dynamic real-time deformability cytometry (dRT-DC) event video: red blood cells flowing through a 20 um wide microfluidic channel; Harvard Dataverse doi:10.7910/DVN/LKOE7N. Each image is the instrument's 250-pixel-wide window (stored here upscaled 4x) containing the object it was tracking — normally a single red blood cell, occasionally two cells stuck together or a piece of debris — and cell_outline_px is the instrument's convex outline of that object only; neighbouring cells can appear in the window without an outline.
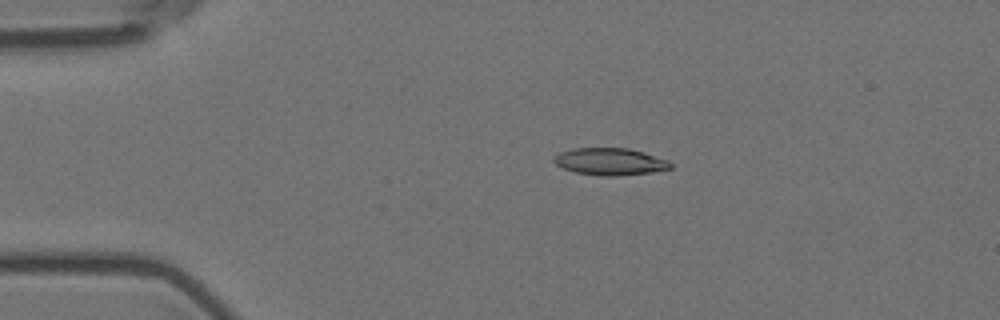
{"species": "Egyptian fruit bat (a non-hibernating species)", "species_latin": "Rousettus aegyptiacus", "temperature_condition": "room temperature", "stored_images_in_passage": 9, "camera_frame_rate_fps": 3000, "um_per_image_px": 0.085, "animal": {"sex": "female"}, "frame": {"image": 1, "passage_image": 2, "time_ms": 1.333, "image_size_px": [1000, 320], "cell_outline_px": [[672, 168], [652, 172], [616, 176], [604, 176], [576, 172], [564, 168], [556, 164], [552, 160], [560, 152], [576, 148], [628, 148], [644, 152], [668, 160], [672, 164]], "centroid_in_image_um": [51.89, 13.73], "position_along_channel_um": 33.1, "area_um2": 18.26}}
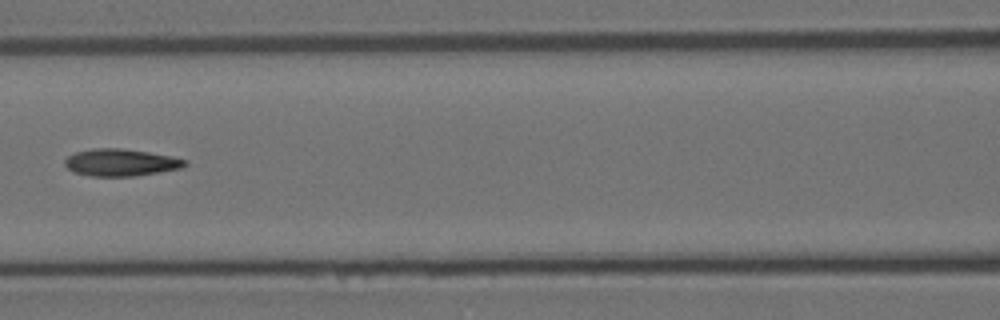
{"frame": {"image": 2, "passage_image": 6, "time_ms": 6.0, "image_size_px": [1000, 320], "cell_outline_px": [[188, 164], [180, 168], [136, 176], [88, 176], [72, 172], [64, 164], [64, 160], [68, 156], [76, 152], [92, 148], [120, 148], [148, 152], [172, 156], [188, 160]], "centroid_in_image_um": [10.25, 13.81], "position_along_channel_um": 156.4, "area_um2": 19.07}}
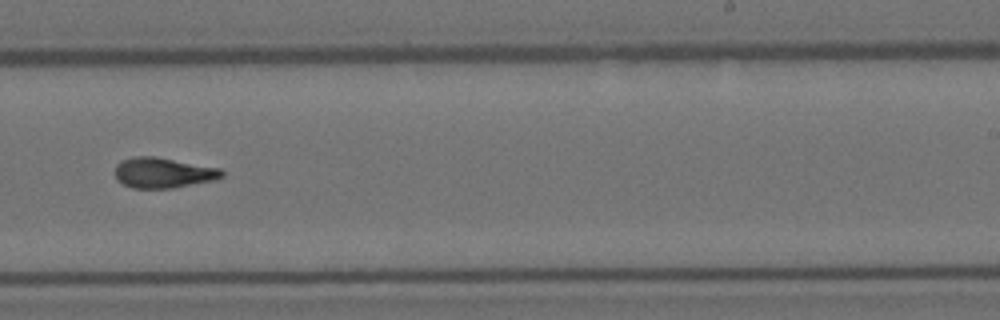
{"frame": {"image": 3, "passage_image": 9, "time_ms": 9.333, "image_size_px": [1000, 320], "cell_outline_px": [[224, 176], [216, 180], [172, 188], [132, 188], [116, 180], [116, 164], [120, 160], [132, 156], [156, 156], [220, 168], [224, 172]], "centroid_in_image_um": [13.87, 14.67], "position_along_channel_um": 275.1, "area_um2": 19.13}}